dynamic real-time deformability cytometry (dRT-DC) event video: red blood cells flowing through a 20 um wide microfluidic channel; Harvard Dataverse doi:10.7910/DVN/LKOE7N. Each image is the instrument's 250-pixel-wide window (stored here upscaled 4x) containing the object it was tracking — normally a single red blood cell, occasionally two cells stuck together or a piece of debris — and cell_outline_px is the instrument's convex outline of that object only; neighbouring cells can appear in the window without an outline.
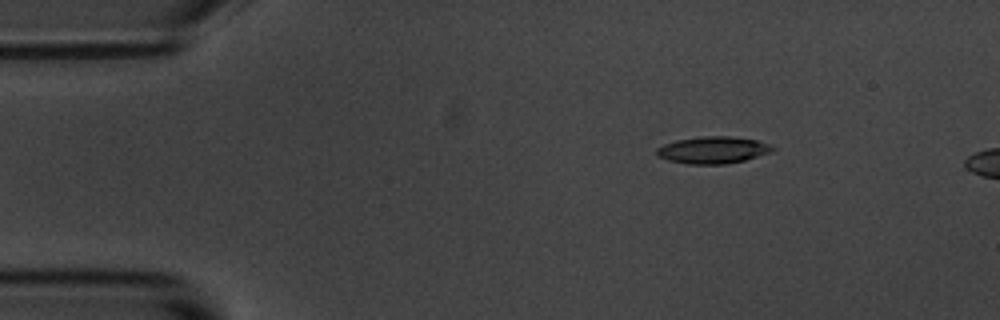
{"species": "common noctule bat (a hibernating species)", "species_latin": "Nyctalus noctula", "temperature_condition": "room temperature", "stored_images_in_passage": 4, "camera_frame_rate_fps": 3000, "um_per_image_px": 0.085, "animal": {"sex": "male", "body_mass_g": 20.1, "forearm_length_mm": 53.5}, "frame": {"image": 1, "passage_image": 1, "time_ms": 0.0, "image_size_px": [1000, 320], "cell_outline_px": [[776, 148], [772, 152], [744, 160], [724, 164], [688, 164], [668, 160], [656, 156], [656, 148], [664, 144], [676, 140], [704, 136], [728, 136], [756, 140], [772, 144]], "centroid_in_image_um": [60.6, 12.75], "position_along_channel_um": 24.4, "area_um2": 18.26}}